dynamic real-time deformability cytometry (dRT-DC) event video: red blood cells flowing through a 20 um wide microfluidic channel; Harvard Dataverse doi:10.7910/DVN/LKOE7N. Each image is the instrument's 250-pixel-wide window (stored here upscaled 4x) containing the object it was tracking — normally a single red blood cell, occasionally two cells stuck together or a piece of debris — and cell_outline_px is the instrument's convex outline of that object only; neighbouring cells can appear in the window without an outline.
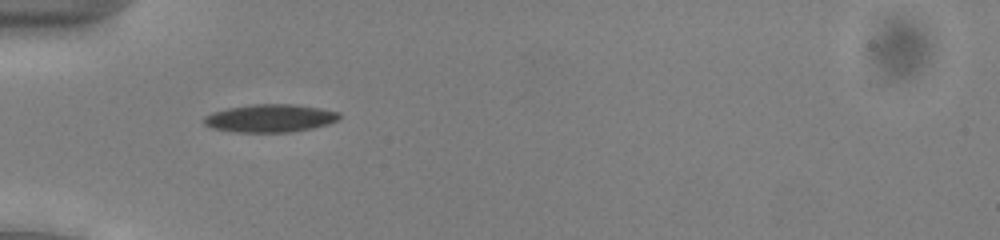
{"species": "common noctule bat (a hibernating species)", "species_latin": "Nyctalus noctula", "temperature_condition": "cold", "stored_images_in_passage": 38, "camera_frame_rate_fps": 3000, "um_per_image_px": 0.085, "animal": {"sex": "male", "body_mass_g": 13.0, "forearm_length_mm": 53.1}, "frame": {"image": 1, "passage_image": 3, "time_ms": 0.667, "image_size_px": [1000, 240], "cell_outline_px": [[340, 116], [336, 120], [328, 124], [312, 128], [292, 132], [236, 132], [212, 128], [204, 124], [204, 116], [212, 112], [228, 108], [252, 104], [292, 104], [320, 108], [340, 112]], "centroid_in_image_um": [22.94, 10.05], "position_along_channel_um": 62.1, "area_um2": 21.96}}
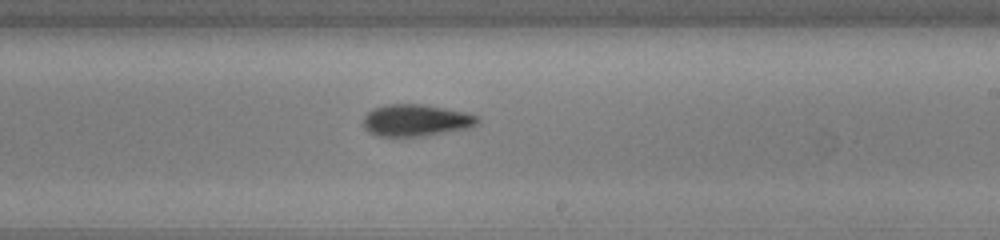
{"frame": {"image": 2, "passage_image": 18, "time_ms": 5.667, "image_size_px": [1000, 240], "cell_outline_px": [[480, 120], [476, 124], [468, 128], [420, 136], [376, 136], [368, 132], [364, 128], [364, 116], [372, 108], [384, 104], [424, 104], [464, 112], [480, 116]], "centroid_in_image_um": [35.33, 10.21], "position_along_channel_um": 253.7, "area_um2": 21.21}}
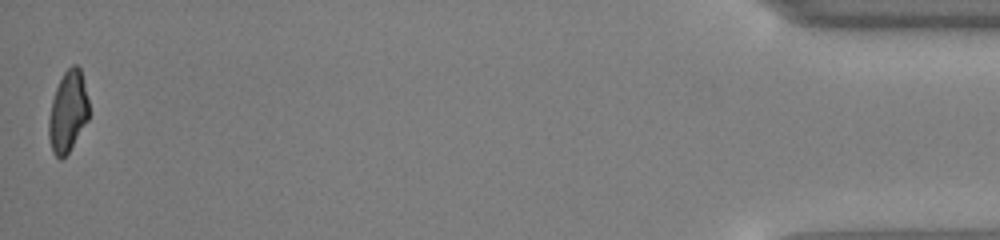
{"frame": {"image": 3, "passage_image": 38, "time_ms": 12.333, "image_size_px": [1000, 240], "cell_outline_px": [[88, 120], [68, 152], [60, 160], [52, 152], [48, 136], [48, 120], [52, 100], [56, 88], [64, 72], [72, 64], [76, 64], [80, 68], [88, 100]], "centroid_in_image_um": [5.75, 9.49], "position_along_channel_um": 429.4, "area_um2": 18.79}, "authors_computed_cell_mechanics": {"area_um2": 20.7213, "velocity_mm_per_s": 3.9418, "shape_relaxation_time_tau1_ms": 2.2725, "shape_relaxation_time_tau2_ms": 4.2952, "deformation_change_tau1": 0.1343, "deformation_change_tau2": 0.1102}}